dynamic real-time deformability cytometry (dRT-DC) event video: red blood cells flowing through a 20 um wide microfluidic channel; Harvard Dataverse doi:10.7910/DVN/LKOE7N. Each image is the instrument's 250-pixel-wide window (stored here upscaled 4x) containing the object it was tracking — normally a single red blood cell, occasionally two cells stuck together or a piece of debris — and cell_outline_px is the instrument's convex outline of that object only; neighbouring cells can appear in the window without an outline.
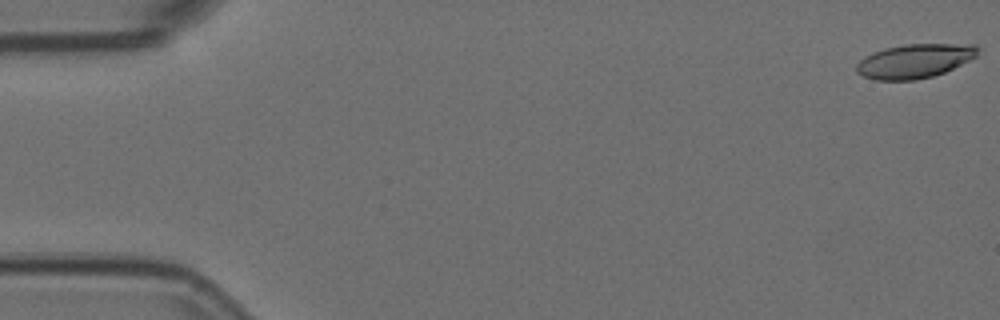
{"species": "Egyptian fruit bat (a non-hibernating species)", "species_latin": "Rousettus aegyptiacus", "temperature_condition": "room temperature", "stored_images_in_passage": 5, "camera_frame_rate_fps": 3000, "um_per_image_px": 0.085, "animal": {"sex": "female"}, "frame": {"image": 1, "passage_image": 1, "time_ms": 0.0, "image_size_px": [1000, 320], "cell_outline_px": [[980, 48], [976, 56], [944, 72], [932, 76], [916, 80], [872, 80], [856, 72], [856, 64], [864, 56], [872, 52], [884, 48], [904, 44], [976, 44]], "centroid_in_image_um": [77.71, 5.18], "position_along_channel_um": 7.3, "area_um2": 24.16}}
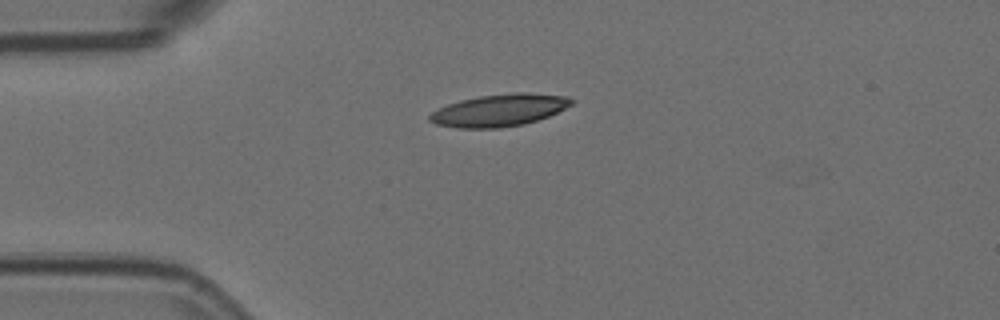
{"frame": {"image": 2, "passage_image": 4, "time_ms": 1.0, "image_size_px": [1000, 320], "cell_outline_px": [[576, 100], [572, 104], [548, 116], [524, 124], [500, 128], [456, 128], [436, 124], [428, 120], [428, 116], [432, 112], [448, 104], [460, 100], [480, 96], [516, 92], [524, 92], [568, 96]], "centroid_in_image_um": [42.44, 9.37], "position_along_channel_um": 42.6, "area_um2": 26.53}}